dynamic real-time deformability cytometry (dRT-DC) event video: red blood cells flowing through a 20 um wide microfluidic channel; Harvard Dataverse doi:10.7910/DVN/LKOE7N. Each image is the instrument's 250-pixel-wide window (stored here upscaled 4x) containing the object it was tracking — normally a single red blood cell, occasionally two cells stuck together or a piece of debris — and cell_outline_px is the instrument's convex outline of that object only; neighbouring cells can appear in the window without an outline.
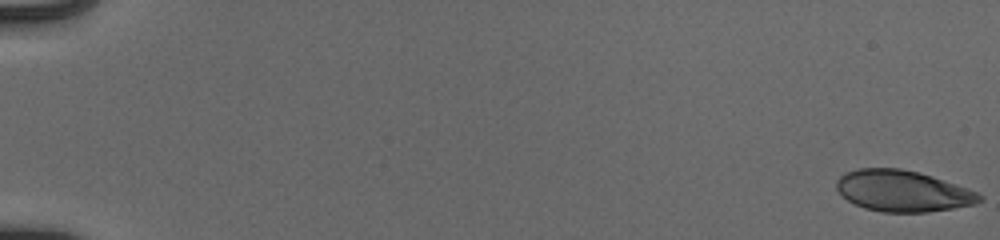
{"species": "human", "species_latin": "Homo sapiens", "temperature_condition": "cold", "stored_images_in_passage": 54, "camera_frame_rate_fps": 3000, "um_per_image_px": 0.085, "donor": {"sex": "male"}, "frame": {"image": 1, "passage_image": 1, "time_ms": 0.0, "image_size_px": [1000, 240], "cell_outline_px": [[984, 200], [976, 204], [928, 212], [884, 212], [864, 208], [848, 200], [836, 188], [836, 180], [844, 172], [860, 168], [900, 168], [920, 172], [968, 188], [984, 196]], "centroid_in_image_um": [76.75, 16.23], "position_along_channel_um": 8.2, "area_um2": 34.39}}
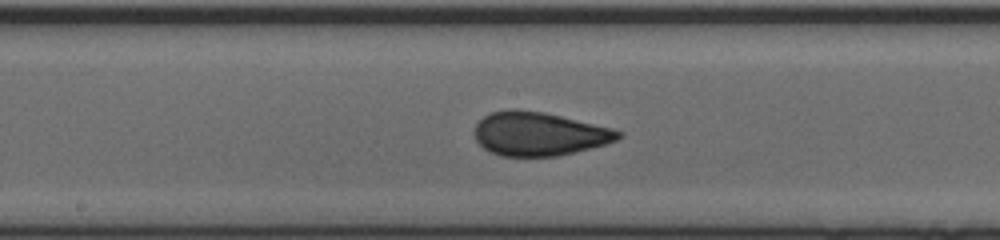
{"frame": {"image": 2, "passage_image": 31, "time_ms": 10.0, "image_size_px": [1000, 240], "cell_outline_px": [[624, 136], [616, 140], [604, 144], [556, 156], [500, 156], [484, 148], [476, 140], [476, 124], [484, 116], [492, 112], [508, 108], [516, 108], [544, 112], [612, 128], [624, 132]], "centroid_in_image_um": [45.82, 11.36], "position_along_channel_um": 202.4, "area_um2": 36.36}}
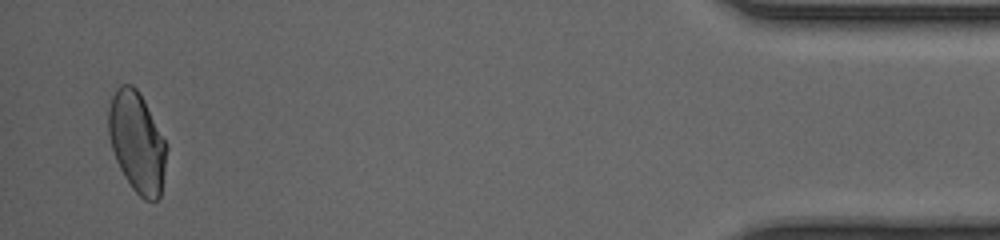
{"frame": {"image": 3, "passage_image": 53, "time_ms": 17.333, "image_size_px": [1000, 240], "cell_outline_px": [[168, 148], [160, 196], [156, 200], [144, 200], [132, 188], [124, 176], [116, 160], [112, 148], [108, 132], [108, 108], [112, 96], [116, 88], [120, 84], [132, 84], [136, 88], [144, 100], [168, 144]], "centroid_in_image_um": [11.65, 12.07], "position_along_channel_um": 423.6, "area_um2": 34.1}, "authors_computed_cell_mechanics": {"area_um2": 35.2291, "velocity_mm_per_s": 3.9649, "shape_relaxation_time_tau1_ms": 8.3263, "shape_relaxation_time_tau2_ms": null, "deformation_change_tau1": 0.1904, "deformation_change_tau2": null}}